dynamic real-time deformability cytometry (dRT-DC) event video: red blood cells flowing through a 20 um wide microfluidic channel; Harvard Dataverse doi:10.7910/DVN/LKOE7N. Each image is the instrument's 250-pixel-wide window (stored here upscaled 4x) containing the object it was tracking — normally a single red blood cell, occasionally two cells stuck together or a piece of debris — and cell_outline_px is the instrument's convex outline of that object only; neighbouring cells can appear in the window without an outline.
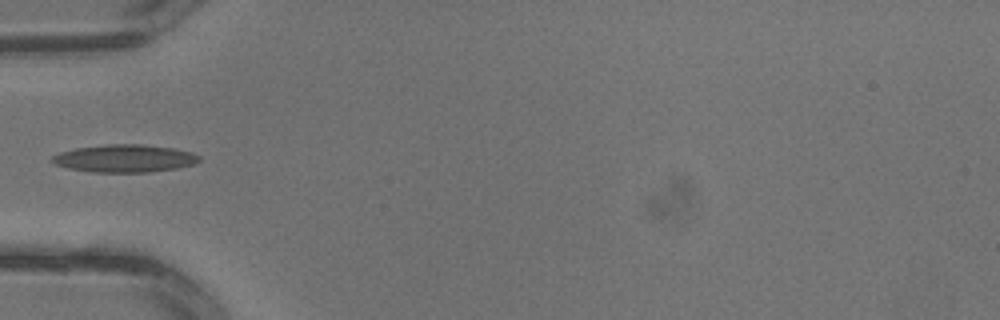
{"species": "common noctule bat (a hibernating species)", "species_latin": "Nyctalus noctula", "temperature_condition": "warm", "stored_images_in_passage": 3, "camera_frame_rate_fps": 3000, "um_per_image_px": 0.085, "animal": {"sex": "male", "body_mass_g": 13.3}, "frame": {"image": 1, "passage_image": 3, "time_ms": 0.667, "image_size_px": [1000, 320], "cell_outline_px": [[200, 160], [192, 164], [176, 168], [148, 172], [92, 172], [68, 168], [56, 164], [48, 160], [52, 156], [60, 152], [76, 148], [104, 144], [144, 144], [172, 148], [192, 152], [200, 156]], "centroid_in_image_um": [10.56, 13.46], "position_along_channel_um": 74.4, "area_um2": 23.7}}